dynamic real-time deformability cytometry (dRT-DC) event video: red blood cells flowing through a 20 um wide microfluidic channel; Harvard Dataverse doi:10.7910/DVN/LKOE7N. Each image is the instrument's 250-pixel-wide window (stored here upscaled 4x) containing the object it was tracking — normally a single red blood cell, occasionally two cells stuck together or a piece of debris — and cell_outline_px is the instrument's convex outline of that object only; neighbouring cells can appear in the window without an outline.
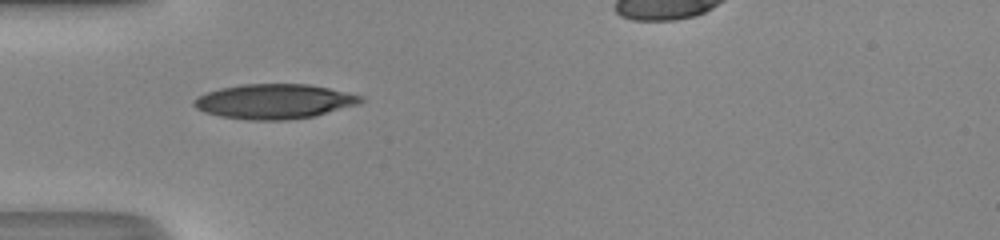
{"species": "human", "species_latin": "Homo sapiens", "temperature_condition": "room temperature", "stored_images_in_passage": 30, "camera_frame_rate_fps": 3000, "um_per_image_px": 0.085, "donor": {"sex": "male"}, "frame": {"image": 1, "passage_image": 1, "time_ms": 0.0, "image_size_px": [1000, 240], "cell_outline_px": [[364, 100], [360, 104], [316, 116], [288, 120], [248, 120], [220, 116], [204, 112], [196, 108], [192, 104], [192, 100], [208, 92], [220, 88], [240, 84], [308, 84], [328, 88], [364, 96]], "centroid_in_image_um": [23.34, 8.63], "position_along_channel_um": 61.7, "area_um2": 33.99}}
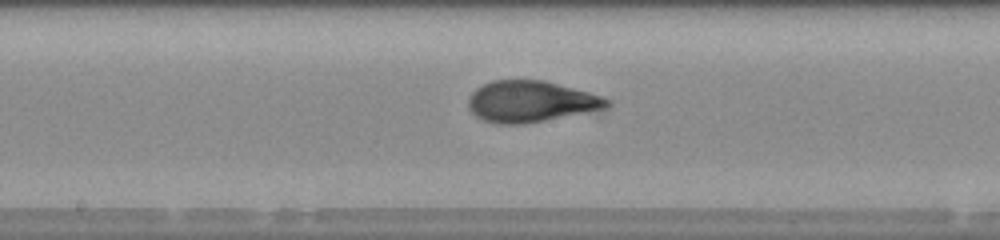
{"frame": {"image": 2, "passage_image": 11, "time_ms": 3.333, "image_size_px": [1000, 240], "cell_outline_px": [[612, 104], [608, 108], [524, 124], [496, 124], [484, 120], [476, 116], [468, 108], [468, 96], [476, 88], [492, 80], [544, 80], [604, 96], [612, 100]], "centroid_in_image_um": [45.13, 8.63], "position_along_channel_um": 203.1, "area_um2": 33.52}}
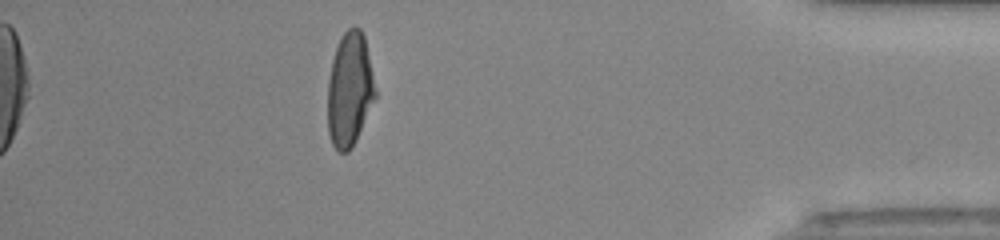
{"frame": {"image": 3, "passage_image": 28, "time_ms": 9.0, "image_size_px": [1000, 240], "cell_outline_px": [[376, 96], [356, 140], [352, 148], [348, 152], [340, 152], [332, 144], [328, 132], [328, 80], [332, 60], [340, 36], [348, 28], [360, 28], [364, 36], [376, 92]], "centroid_in_image_um": [29.7, 7.63], "position_along_channel_um": 405.5, "area_um2": 31.33}}